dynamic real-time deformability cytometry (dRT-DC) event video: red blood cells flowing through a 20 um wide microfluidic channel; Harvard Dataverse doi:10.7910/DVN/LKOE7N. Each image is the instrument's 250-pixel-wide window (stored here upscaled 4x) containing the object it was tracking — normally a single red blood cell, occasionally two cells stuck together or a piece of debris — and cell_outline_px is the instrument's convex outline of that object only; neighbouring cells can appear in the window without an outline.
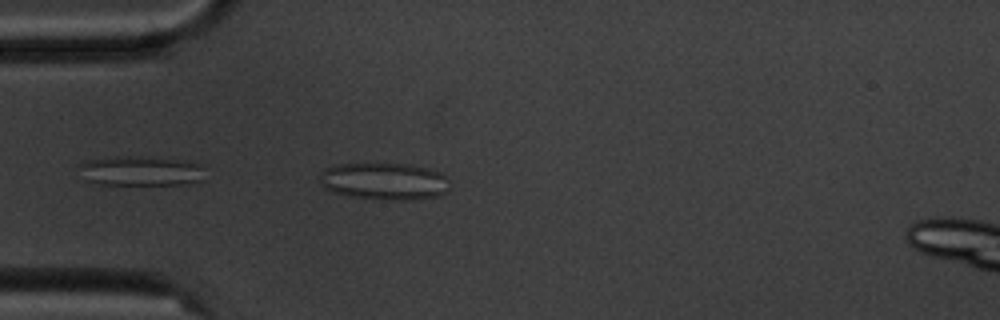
{"species": "common noctule bat (a hibernating species)", "species_latin": "Nyctalus noctula", "temperature_condition": "cold", "stored_images_in_passage": 3, "camera_frame_rate_fps": 3000, "um_per_image_px": 0.085, "animal": {"sex": "male", "body_mass_g": 20.1, "forearm_length_mm": 53.5}, "frame": {"image": 1, "passage_image": 3, "time_ms": 2.0, "image_size_px": [1000, 320], "cell_outline_px": [[448, 188], [440, 196], [408, 200], [384, 200], [352, 196], [332, 192], [324, 188], [320, 180], [320, 172], [336, 164], [408, 164], [428, 168], [440, 172], [444, 176]], "centroid_in_image_um": [32.64, 15.41], "position_along_channel_um": 52.4, "area_um2": 27.92}}